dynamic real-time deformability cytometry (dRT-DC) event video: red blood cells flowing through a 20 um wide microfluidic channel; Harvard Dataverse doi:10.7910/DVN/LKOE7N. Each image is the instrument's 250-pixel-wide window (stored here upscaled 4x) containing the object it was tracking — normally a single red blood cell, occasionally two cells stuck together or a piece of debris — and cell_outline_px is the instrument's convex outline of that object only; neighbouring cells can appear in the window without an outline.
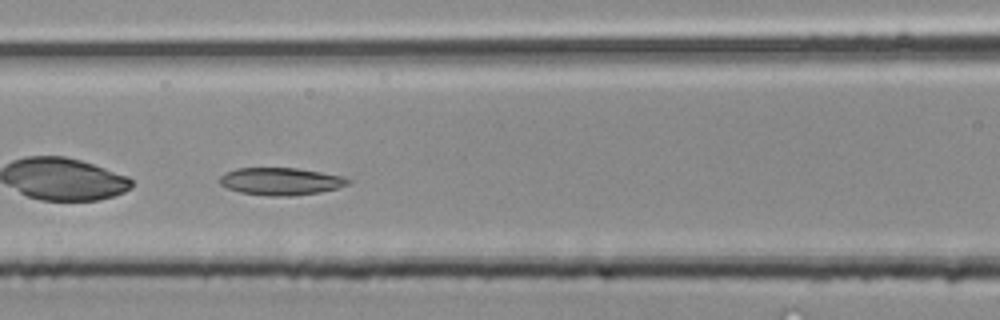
{"species": "common noctule bat (a hibernating species)", "species_latin": "Nyctalus noctula", "temperature_condition": "room temperature", "stored_images_in_passage": 35, "camera_frame_rate_fps": 3000, "um_per_image_px": 0.085, "animal": {"sex": "male", "body_mass_g": 20.4}, "frame": {"image": 1, "passage_image": 11, "time_ms": 3.333, "image_size_px": [1000, 320], "cell_outline_px": [[352, 180], [348, 184], [336, 188], [320, 192], [292, 196], [268, 196], [240, 192], [228, 188], [220, 184], [220, 176], [224, 172], [236, 168], [296, 168], [344, 176]], "centroid_in_image_um": [23.86, 15.41], "position_along_channel_um": 142.7, "area_um2": 20.52}}
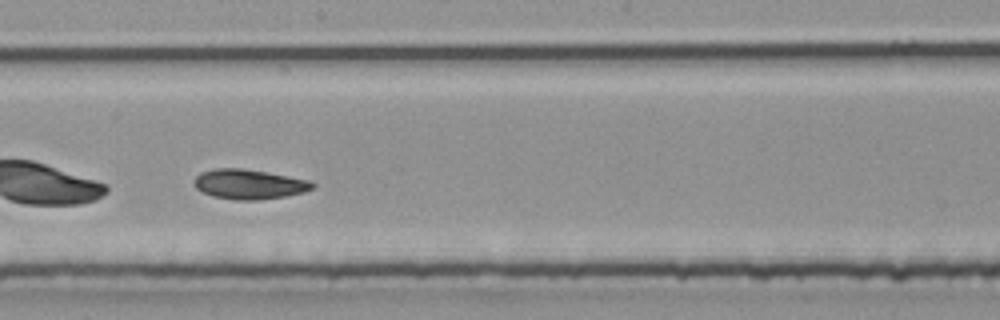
{"frame": {"image": 2, "passage_image": 16, "time_ms": 5.0, "image_size_px": [1000, 320], "cell_outline_px": [[316, 184], [312, 188], [304, 192], [284, 196], [260, 200], [236, 200], [212, 196], [196, 188], [196, 176], [200, 172], [216, 168], [240, 168], [264, 172], [308, 180]], "centroid_in_image_um": [21.16, 15.66], "position_along_channel_um": 227.0, "area_um2": 20.17}}
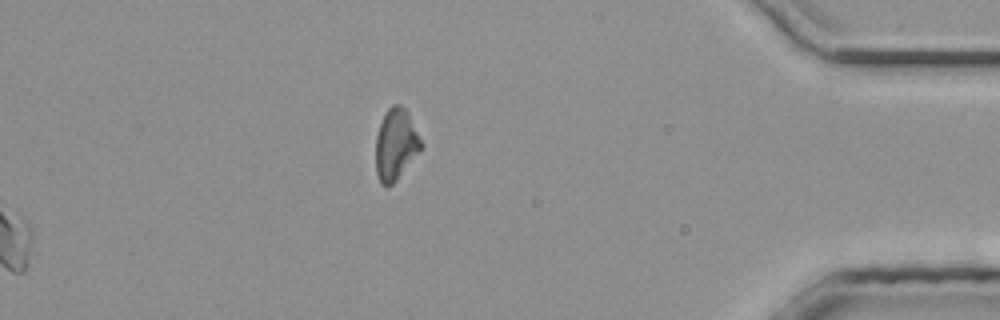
{"frame": {"image": 3, "passage_image": 35, "time_ms": 11.333, "image_size_px": [1000, 320], "cell_outline_px": [[424, 144], [396, 180], [388, 188], [380, 184], [376, 172], [376, 136], [380, 124], [388, 108], [392, 104], [400, 104], [408, 112]], "centroid_in_image_um": [33.63, 12.27], "position_along_channel_um": 401.6, "area_um2": 18.73}}